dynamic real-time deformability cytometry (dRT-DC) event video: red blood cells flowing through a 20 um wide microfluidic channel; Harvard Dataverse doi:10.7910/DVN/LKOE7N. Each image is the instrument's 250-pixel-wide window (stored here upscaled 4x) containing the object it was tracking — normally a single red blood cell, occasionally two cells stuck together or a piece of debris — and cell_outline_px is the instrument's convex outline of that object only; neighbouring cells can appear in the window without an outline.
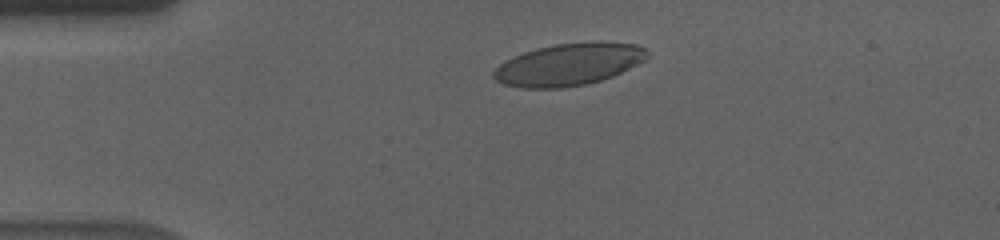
{"species": "human", "species_latin": "Homo sapiens", "temperature_condition": "cold", "stored_images_in_passage": 47, "camera_frame_rate_fps": 3000, "um_per_image_px": 0.085, "donor": {"sex": "male"}, "frame": {"image": 1, "passage_image": 2, "time_ms": 0.333, "image_size_px": [1000, 240], "cell_outline_px": [[648, 56], [644, 60], [612, 76], [600, 80], [584, 84], [564, 88], [520, 88], [504, 84], [496, 80], [492, 76], [492, 72], [500, 64], [524, 52], [536, 48], [556, 44], [588, 40], [600, 40], [636, 44], [644, 48], [648, 52]], "centroid_in_image_um": [48.35, 5.45], "position_along_channel_um": 36.6, "area_um2": 37.8}}
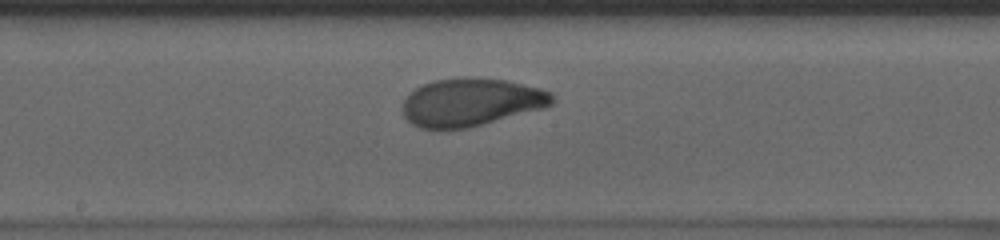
{"frame": {"image": 2, "passage_image": 20, "time_ms": 6.333, "image_size_px": [1000, 240], "cell_outline_px": [[556, 100], [552, 104], [544, 108], [468, 128], [420, 128], [412, 124], [404, 116], [404, 100], [408, 92], [424, 84], [436, 80], [464, 76], [476, 76], [508, 80], [540, 88], [552, 92]], "centroid_in_image_um": [40.08, 8.66], "position_along_channel_um": 208.1, "area_um2": 42.02}}
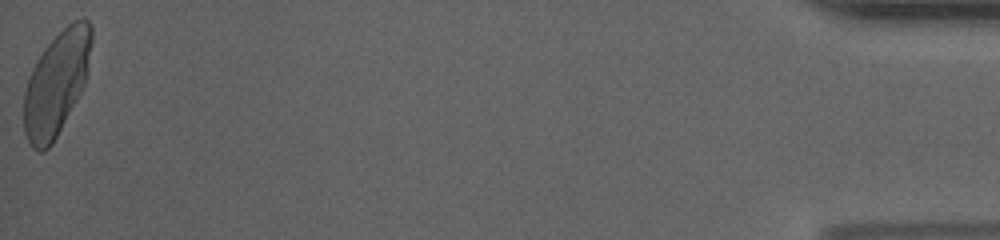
{"frame": {"image": 3, "passage_image": 47, "time_ms": 15.333, "image_size_px": [1000, 240], "cell_outline_px": [[92, 40], [84, 84], [76, 100], [52, 144], [44, 152], [36, 152], [32, 148], [24, 132], [24, 92], [32, 68], [36, 60], [44, 48], [72, 20], [88, 20], [92, 28]], "centroid_in_image_um": [4.77, 7.11], "position_along_channel_um": 430.4, "area_um2": 40.34}, "authors_computed_cell_mechanics": {"area_um2": 40.749, "velocity_mm_per_s": 3.5368, "shape_relaxation_time_tau1_ms": 3.3215, "shape_relaxation_time_tau2_ms": 0.974, "deformation_change_tau1": 0.1604, "deformation_change_tau2": 0.0552}}